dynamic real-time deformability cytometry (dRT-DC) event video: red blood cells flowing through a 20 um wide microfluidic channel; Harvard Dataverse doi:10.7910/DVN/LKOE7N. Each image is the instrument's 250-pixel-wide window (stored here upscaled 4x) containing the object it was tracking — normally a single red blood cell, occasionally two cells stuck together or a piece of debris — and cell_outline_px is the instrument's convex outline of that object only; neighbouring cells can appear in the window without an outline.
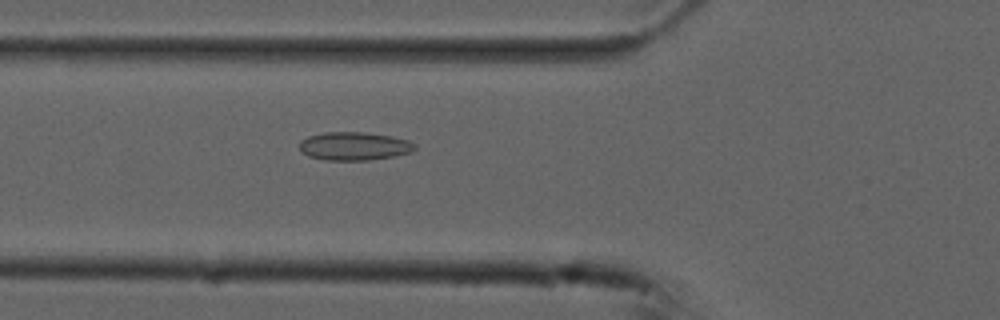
{"species": "common noctule bat (a hibernating species)", "species_latin": "Nyctalus noctula", "temperature_condition": "cold", "stored_images_in_passage": 55, "camera_frame_rate_fps": 3000, "um_per_image_px": 0.085, "animal": {"sex": "male", "forearm_length_mm": 52.5}, "frame": {"image": 1, "passage_image": 20, "time_ms": 6.333, "image_size_px": [1000, 320], "cell_outline_px": [[416, 148], [412, 152], [396, 156], [368, 160], [324, 160], [308, 156], [300, 148], [300, 140], [308, 136], [324, 132], [364, 132], [392, 136], [408, 140], [416, 144]], "centroid_in_image_um": [30.13, 12.42], "position_along_channel_um": 95.7, "area_um2": 19.13}}
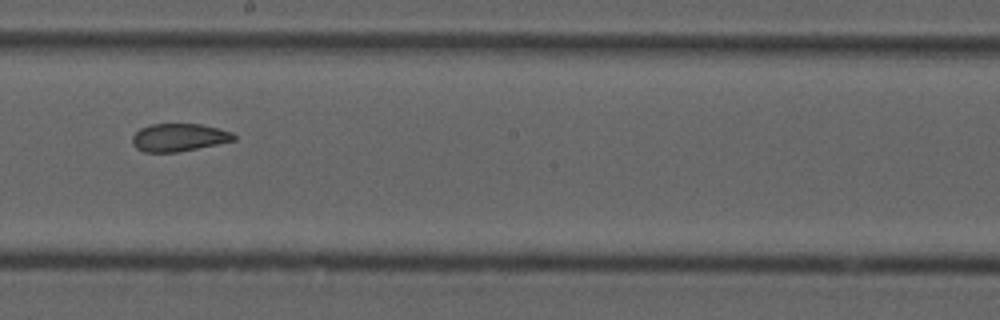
{"frame": {"image": 2, "passage_image": 31, "time_ms": 10.0, "image_size_px": [1000, 320], "cell_outline_px": [[236, 140], [176, 152], [144, 152], [136, 148], [132, 144], [132, 136], [140, 128], [152, 124], [200, 124], [220, 128], [232, 132], [236, 136]], "centroid_in_image_um": [15.2, 11.67], "position_along_channel_um": 233.0, "area_um2": 16.42}}
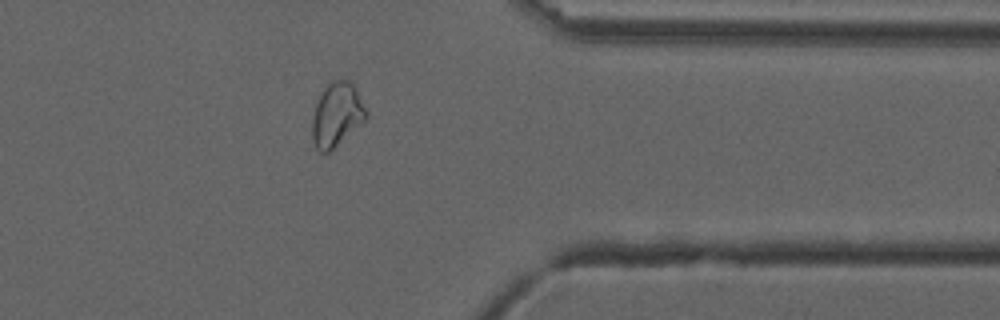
{"frame": {"image": 3, "passage_image": 44, "time_ms": 14.333, "image_size_px": [1000, 320], "cell_outline_px": [[368, 116], [364, 120], [328, 152], [320, 152], [316, 148], [312, 140], [312, 120], [316, 104], [324, 88], [332, 80], [348, 80], [356, 88], [368, 112]], "centroid_in_image_um": [28.62, 9.72], "position_along_channel_um": 382.8, "area_um2": 19.65}, "authors_computed_cell_mechanics": {"area_um2": 19.9988, "velocity_mm_per_s": 3.7297, "shape_relaxation_time_tau1_ms": null, "shape_relaxation_time_tau2_ms": 2.3574, "deformation_change_tau1": null, "deformation_change_tau2": 0.0746}}